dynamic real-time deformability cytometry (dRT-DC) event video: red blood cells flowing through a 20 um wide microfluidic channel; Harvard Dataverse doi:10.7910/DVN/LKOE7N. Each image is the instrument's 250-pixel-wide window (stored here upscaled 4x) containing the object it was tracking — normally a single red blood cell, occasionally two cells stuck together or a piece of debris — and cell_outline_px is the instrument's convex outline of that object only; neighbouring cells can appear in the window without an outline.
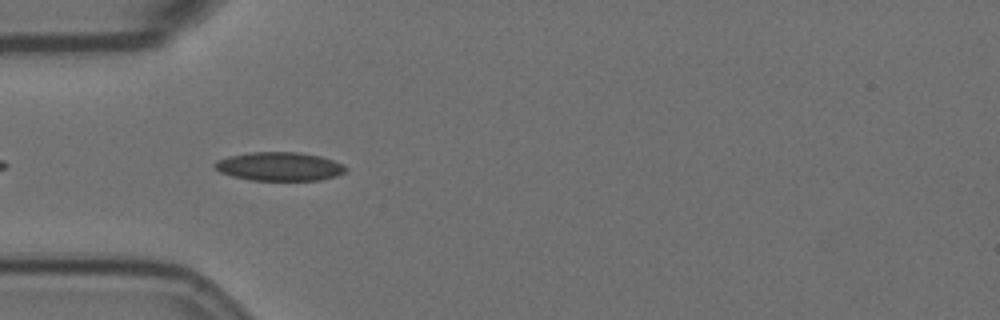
{"species": "Egyptian fruit bat (a non-hibernating species)", "species_latin": "Rousettus aegyptiacus", "temperature_condition": "room temperature", "stored_images_in_passage": 35, "camera_frame_rate_fps": 3000, "um_per_image_px": 0.085, "animal": {"sex": "female"}, "frame": {"image": 1, "passage_image": 3, "time_ms": 0.667, "image_size_px": [1000, 320], "cell_outline_px": [[348, 168], [344, 172], [336, 176], [320, 180], [252, 180], [232, 176], [220, 172], [212, 168], [212, 164], [216, 160], [228, 156], [248, 152], [300, 152], [320, 156], [344, 164]], "centroid_in_image_um": [23.71, 14.14], "position_along_channel_um": 61.3, "area_um2": 22.08}}
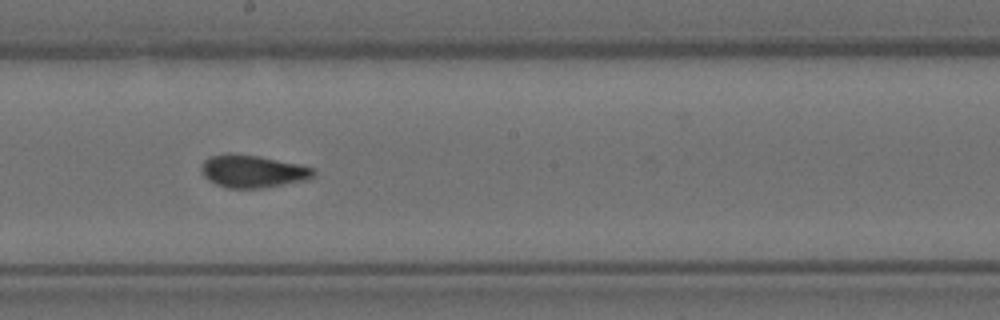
{"frame": {"image": 2, "passage_image": 17, "time_ms": 5.333, "image_size_px": [1000, 320], "cell_outline_px": [[316, 172], [312, 176], [304, 180], [264, 188], [228, 188], [216, 184], [208, 180], [204, 176], [200, 168], [200, 164], [208, 156], [228, 152], [232, 152], [260, 156], [316, 168]], "centroid_in_image_um": [21.42, 14.54], "position_along_channel_um": 226.8, "area_um2": 21.56}}
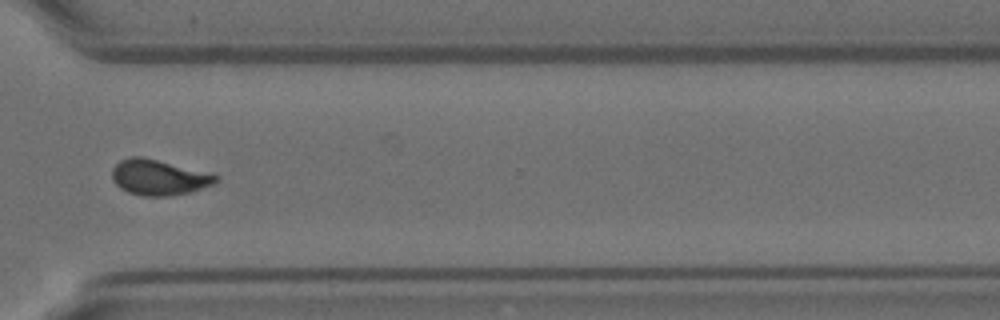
{"frame": {"image": 3, "passage_image": 28, "time_ms": 9.0, "image_size_px": [1000, 320], "cell_outline_px": [[220, 180], [216, 184], [192, 192], [168, 196], [140, 196], [128, 192], [120, 188], [112, 180], [112, 168], [120, 160], [132, 156], [144, 156], [220, 176]], "centroid_in_image_um": [13.51, 15.08], "position_along_channel_um": 357.1, "area_um2": 21.73}, "authors_computed_cell_mechanics": {"area_um2": 21.386, "velocity_mm_per_s": 3.5616, "shape_relaxation_time_tau1_ms": 7.5177, "shape_relaxation_time_tau2_ms": 1.2609, "deformation_change_tau1": 0.161, "deformation_change_tau2": 0.056}}